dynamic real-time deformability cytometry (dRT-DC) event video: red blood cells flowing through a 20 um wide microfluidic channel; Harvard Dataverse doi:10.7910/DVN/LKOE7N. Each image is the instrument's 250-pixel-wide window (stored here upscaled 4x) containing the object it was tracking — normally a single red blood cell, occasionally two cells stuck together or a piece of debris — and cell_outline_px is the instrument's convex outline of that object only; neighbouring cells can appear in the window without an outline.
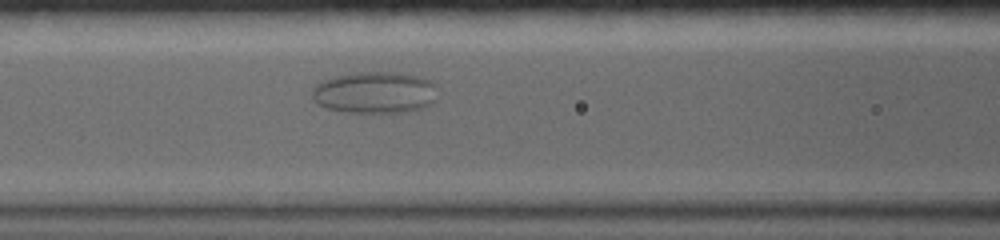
{"species": "common noctule bat (a hibernating species)", "species_latin": "Nyctalus noctula", "temperature_condition": "warm", "stored_images_in_passage": 35, "camera_frame_rate_fps": 5000, "um_per_image_px": 0.085, "animal": {"sex": "female", "body_mass_g": 19.0, "forearm_length_mm": 56.7}, "frame": {"image": 1, "passage_image": 7, "time_ms": 1.2, "image_size_px": [1000, 240], "cell_outline_px": [[436, 100], [432, 104], [424, 108], [404, 112], [348, 112], [328, 108], [320, 104], [312, 96], [312, 88], [320, 80], [336, 76], [360, 72], [396, 72], [416, 76], [428, 80], [436, 84]], "centroid_in_image_um": [31.89, 7.86], "position_along_channel_um": 134.7, "area_um2": 30.46}}
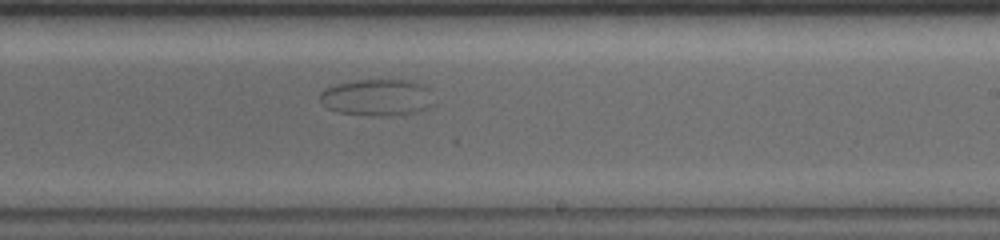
{"frame": {"image": 2, "passage_image": 18, "time_ms": 3.4, "image_size_px": [1000, 240], "cell_outline_px": [[436, 104], [428, 108], [416, 112], [380, 116], [372, 116], [336, 112], [320, 104], [320, 92], [324, 88], [336, 84], [356, 80], [412, 80], [424, 84], [428, 88]], "centroid_in_image_um": [32.06, 8.28], "position_along_channel_um": 256.9, "area_um2": 24.74}}
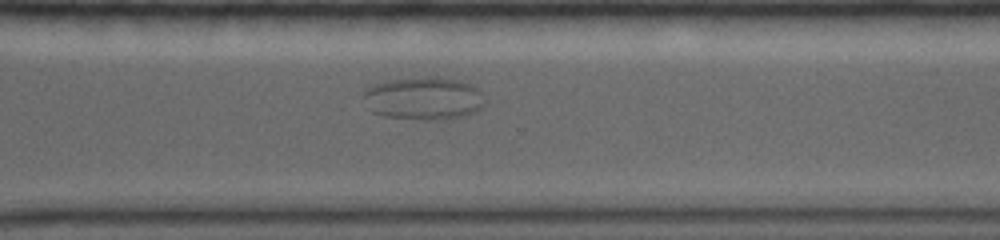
{"frame": {"image": 3, "passage_image": 25, "time_ms": 4.8, "image_size_px": [1000, 240], "cell_outline_px": [[484, 104], [476, 112], [444, 120], [384, 116], [372, 112], [368, 108], [364, 96], [364, 92], [368, 88], [376, 84], [388, 80], [428, 76], [432, 76], [456, 80], [472, 84], [480, 92], [484, 100]], "centroid_in_image_um": [36.02, 8.35], "position_along_channel_um": 334.6, "area_um2": 29.94}}